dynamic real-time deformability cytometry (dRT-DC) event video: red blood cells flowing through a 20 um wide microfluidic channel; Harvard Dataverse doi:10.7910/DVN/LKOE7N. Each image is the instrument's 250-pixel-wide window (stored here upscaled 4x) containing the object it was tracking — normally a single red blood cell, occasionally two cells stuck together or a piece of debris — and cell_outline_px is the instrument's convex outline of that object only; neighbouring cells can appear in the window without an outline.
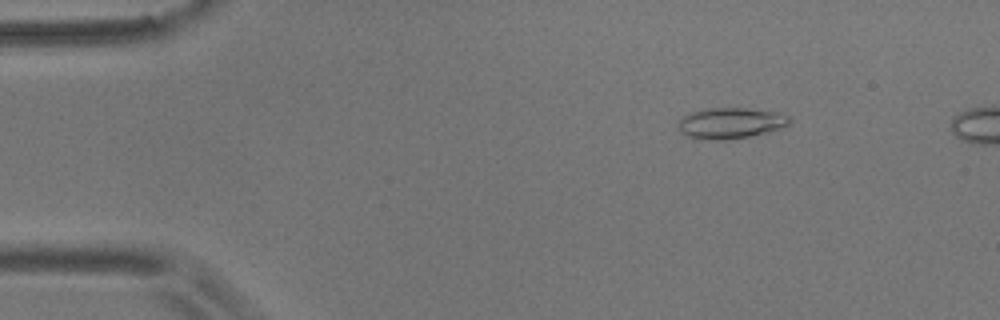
{"species": "common noctule bat (a hibernating species)", "species_latin": "Nyctalus noctula", "temperature_condition": "room temperature", "stored_images_in_passage": 38, "camera_frame_rate_fps": 3000, "um_per_image_px": 0.085, "animal": {"sex": "male", "body_mass_g": 17.9}, "frame": {"image": 1, "passage_image": 4, "time_ms": 1.0, "image_size_px": [1000, 320], "cell_outline_px": [[792, 120], [788, 124], [780, 128], [768, 132], [752, 136], [724, 140], [696, 140], [684, 136], [680, 132], [676, 124], [680, 116], [692, 112], [708, 108], [744, 108], [780, 112], [788, 116]], "centroid_in_image_um": [62.02, 10.48], "position_along_channel_um": 23.0, "area_um2": 20.58}}
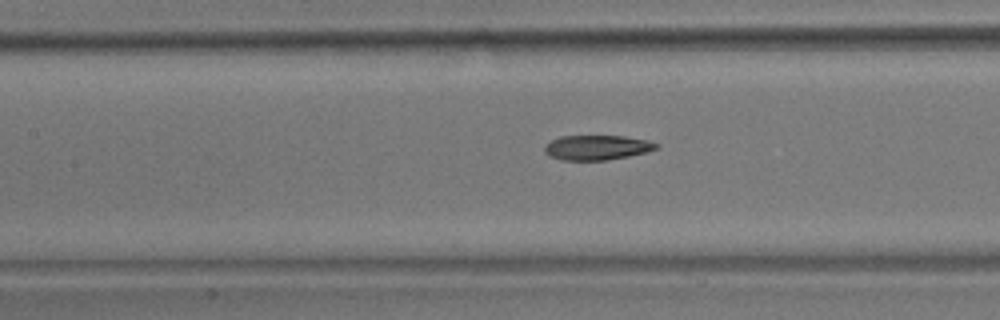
{"frame": {"image": 2, "passage_image": 21, "time_ms": 6.667, "image_size_px": [1000, 320], "cell_outline_px": [[660, 148], [648, 152], [608, 160], [560, 160], [548, 156], [544, 152], [544, 148], [552, 140], [560, 136], [624, 136], [648, 140], [660, 144]], "centroid_in_image_um": [50.78, 12.54], "position_along_channel_um": 156.6, "area_um2": 16.3}}
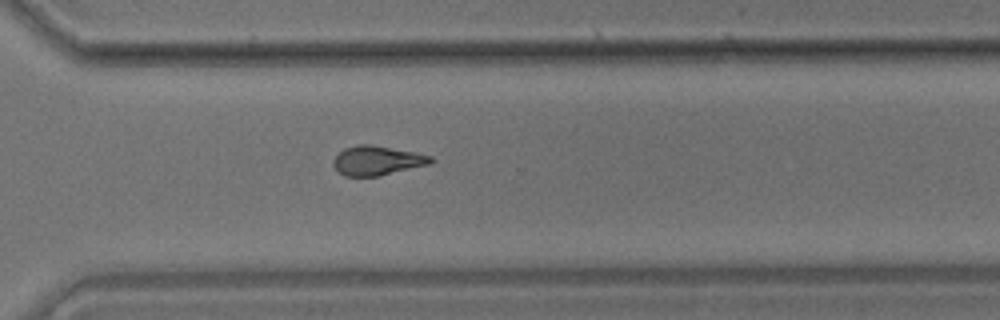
{"frame": {"image": 3, "passage_image": 36, "time_ms": 11.667, "image_size_px": [1000, 320], "cell_outline_px": [[436, 160], [432, 164], [380, 176], [344, 176], [332, 164], [332, 160], [344, 148], [356, 144], [368, 144], [416, 152], [432, 156]], "centroid_in_image_um": [32.1, 13.65], "position_along_channel_um": 338.5, "area_um2": 16.88}}